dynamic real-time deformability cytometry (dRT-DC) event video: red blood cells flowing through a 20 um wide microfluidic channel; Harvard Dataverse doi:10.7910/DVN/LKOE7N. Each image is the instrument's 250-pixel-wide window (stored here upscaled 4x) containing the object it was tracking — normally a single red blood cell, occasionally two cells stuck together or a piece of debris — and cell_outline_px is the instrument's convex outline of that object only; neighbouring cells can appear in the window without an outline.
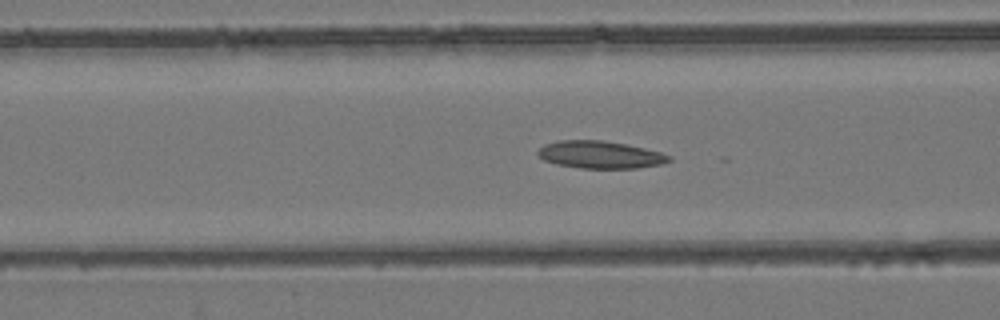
{"species": "common noctule bat (a hibernating species)", "species_latin": "Nyctalus noctula", "temperature_condition": "room temperature", "stored_images_in_passage": 54, "camera_frame_rate_fps": 3000, "um_per_image_px": 0.085, "animal": {"sex": "female", "body_mass_g": 24.6, "forearm_length_mm": 56.2}, "frame": {"image": 1, "passage_image": 22, "time_ms": 7.0, "image_size_px": [1000, 320], "cell_outline_px": [[672, 160], [660, 164], [636, 168], [580, 168], [556, 164], [544, 160], [536, 152], [544, 144], [556, 140], [604, 140], [644, 148], [660, 152], [672, 156]], "centroid_in_image_um": [50.99, 13.14], "position_along_channel_um": 115.6, "area_um2": 20.92}}
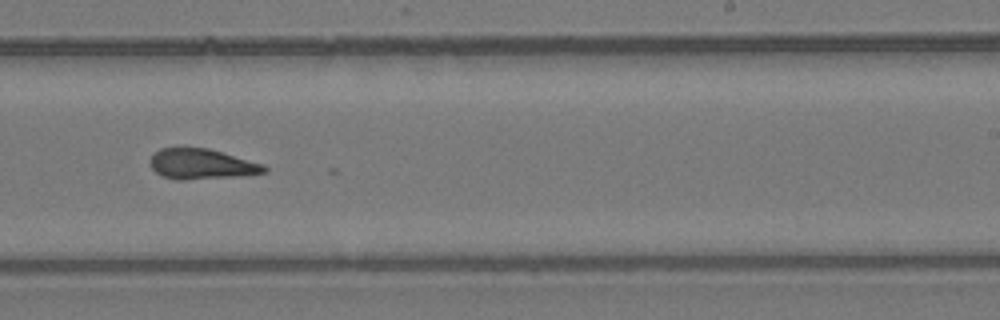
{"frame": {"image": 2, "passage_image": 34, "time_ms": 11.0, "image_size_px": [1000, 320], "cell_outline_px": [[268, 172], [232, 176], [180, 180], [176, 180], [164, 176], [156, 172], [152, 168], [148, 160], [160, 148], [208, 148], [264, 164], [268, 168]], "centroid_in_image_um": [17.13, 13.94], "position_along_channel_um": 271.9, "area_um2": 19.88}}
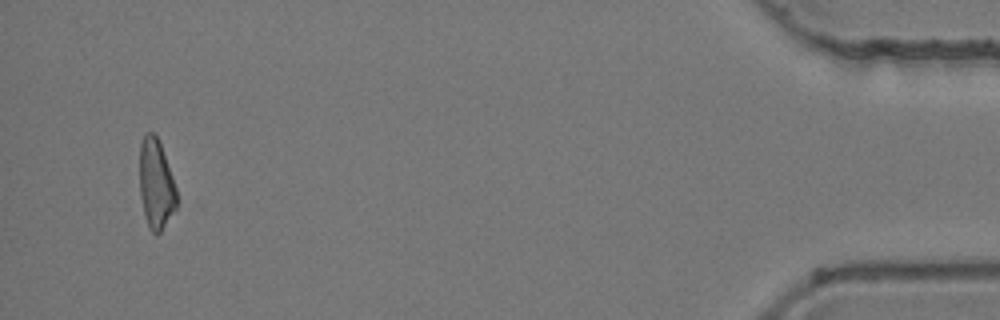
{"frame": {"image": 3, "passage_image": 52, "time_ms": 17.0, "image_size_px": [1000, 320], "cell_outline_px": [[176, 208], [160, 232], [156, 236], [148, 228], [144, 216], [140, 196], [140, 144], [144, 132], [152, 132], [156, 136], [160, 144], [172, 176], [176, 188]], "centroid_in_image_um": [13.24, 15.67], "position_along_channel_um": 422.0, "area_um2": 19.31}, "authors_computed_cell_mechanics": {"area_um2": 20.9525, "velocity_mm_per_s": 3.9015, "shape_relaxation_time_tau1_ms": null, "shape_relaxation_time_tau2_ms": 3.4111, "deformation_change_tau1": null, "deformation_change_tau2": 0.1453}}